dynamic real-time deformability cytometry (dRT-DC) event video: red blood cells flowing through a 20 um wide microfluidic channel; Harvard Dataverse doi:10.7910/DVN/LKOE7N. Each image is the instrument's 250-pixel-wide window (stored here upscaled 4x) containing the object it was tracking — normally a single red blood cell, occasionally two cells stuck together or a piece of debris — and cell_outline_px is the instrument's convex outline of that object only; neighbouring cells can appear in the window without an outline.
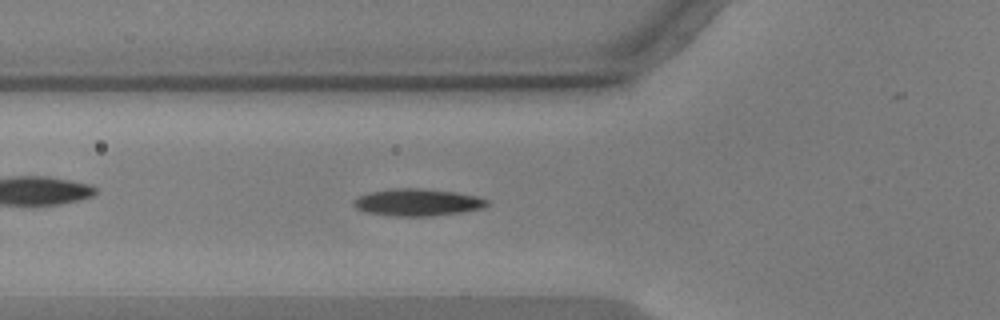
{"species": "common noctule bat (a hibernating species)", "species_latin": "Nyctalus noctula", "temperature_condition": "warm", "stored_images_in_passage": 56, "camera_frame_rate_fps": 3000, "um_per_image_px": 0.085, "animal": {"sex": "male", "body_mass_g": 17.9, "forearm_length_mm": 54.2}, "frame": {"image": 1, "passage_image": 19, "time_ms": 6.0, "image_size_px": [1000, 320], "cell_outline_px": [[488, 204], [484, 208], [460, 212], [432, 216], [392, 216], [364, 212], [356, 208], [352, 204], [352, 200], [368, 192], [392, 188], [424, 188], [456, 192], [476, 196], [488, 200]], "centroid_in_image_um": [35.45, 17.19], "position_along_channel_um": 90.4, "area_um2": 21.27}}
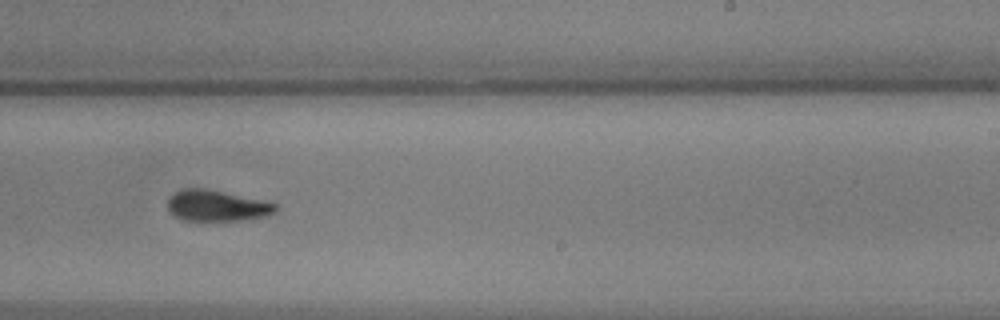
{"frame": {"image": 2, "passage_image": 34, "time_ms": 11.0, "image_size_px": [1000, 320], "cell_outline_px": [[276, 212], [268, 216], [240, 220], [184, 220], [176, 216], [168, 208], [168, 196], [172, 192], [180, 188], [204, 188], [224, 192], [260, 200], [276, 204]], "centroid_in_image_um": [18.38, 17.47], "position_along_channel_um": 270.6, "area_um2": 19.36}}
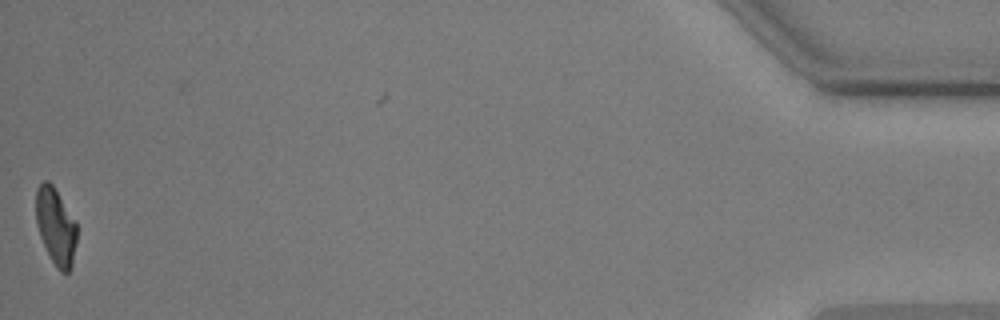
{"frame": {"image": 3, "passage_image": 55, "time_ms": 18.0, "image_size_px": [1000, 320], "cell_outline_px": [[76, 244], [72, 268], [68, 272], [60, 272], [56, 268], [40, 236], [36, 224], [36, 188], [44, 180], [48, 180], [52, 184], [76, 220]], "centroid_in_image_um": [4.75, 19.24], "position_along_channel_um": 430.5, "area_um2": 18.38}, "authors_computed_cell_mechanics": {"area_um2": 19.7387, "velocity_mm_per_s": 3.6003, "shape_relaxation_time_tau1_ms": 5.3811, "shape_relaxation_time_tau2_ms": 1.9334, "deformation_change_tau1": 0.1715, "deformation_change_tau2": 0.0783}}